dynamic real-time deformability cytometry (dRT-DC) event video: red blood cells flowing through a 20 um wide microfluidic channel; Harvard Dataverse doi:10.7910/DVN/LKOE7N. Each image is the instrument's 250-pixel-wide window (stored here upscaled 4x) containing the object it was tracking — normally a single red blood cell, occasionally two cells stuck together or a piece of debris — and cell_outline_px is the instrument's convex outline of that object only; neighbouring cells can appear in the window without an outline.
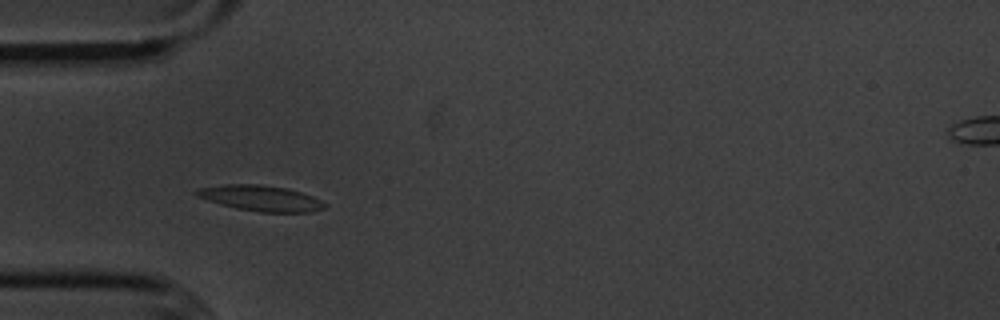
{"species": "common noctule bat (a hibernating species)", "species_latin": "Nyctalus noctula", "temperature_condition": "cold", "stored_images_in_passage": 52, "camera_frame_rate_fps": 3000, "um_per_image_px": 0.085, "animal": {"sex": "male", "body_mass_g": 20.1, "forearm_length_mm": 53.5}, "frame": {"image": 1, "passage_image": 13, "time_ms": 4.0, "image_size_px": [1000, 320], "cell_outline_px": [[328, 204], [324, 208], [312, 212], [260, 212], [236, 208], [220, 204], [196, 196], [192, 192], [196, 188], [224, 184], [256, 184], [288, 188], [312, 196]], "centroid_in_image_um": [22.13, 16.84], "position_along_channel_um": 62.9, "area_um2": 19.25}}
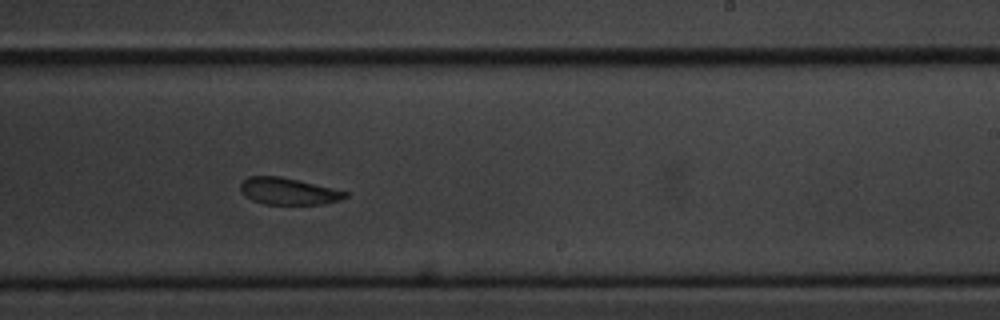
{"frame": {"image": 2, "passage_image": 30, "time_ms": 9.667, "image_size_px": [1000, 320], "cell_outline_px": [[348, 196], [340, 200], [324, 204], [264, 204], [252, 200], [244, 196], [240, 188], [240, 184], [248, 176], [280, 176], [332, 188], [348, 192]], "centroid_in_image_um": [24.49, 16.26], "position_along_channel_um": 264.5, "area_um2": 16.3}}
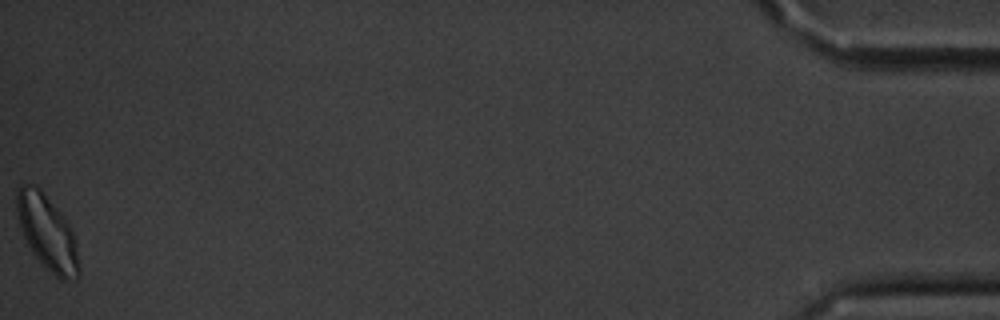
{"frame": {"image": 3, "passage_image": 52, "time_ms": 17.0, "image_size_px": [1000, 320], "cell_outline_px": [[80, 272], [76, 276], [68, 280], [60, 280], [32, 252], [24, 236], [16, 212], [16, 192], [20, 184], [24, 180], [36, 184], [40, 188], [64, 216], [72, 232], [76, 244], [80, 268]], "centroid_in_image_um": [3.99, 19.68], "position_along_channel_um": 431.2, "area_um2": 26.93}, "authors_computed_cell_mechanics": {"area_um2": 18.2359, "velocity_mm_per_s": 3.5865, "shape_relaxation_time_tau1_ms": 2.7905, "shape_relaxation_time_tau2_ms": 4.4681, "deformation_change_tau1": 0.0936, "deformation_change_tau2": 0.1105}}